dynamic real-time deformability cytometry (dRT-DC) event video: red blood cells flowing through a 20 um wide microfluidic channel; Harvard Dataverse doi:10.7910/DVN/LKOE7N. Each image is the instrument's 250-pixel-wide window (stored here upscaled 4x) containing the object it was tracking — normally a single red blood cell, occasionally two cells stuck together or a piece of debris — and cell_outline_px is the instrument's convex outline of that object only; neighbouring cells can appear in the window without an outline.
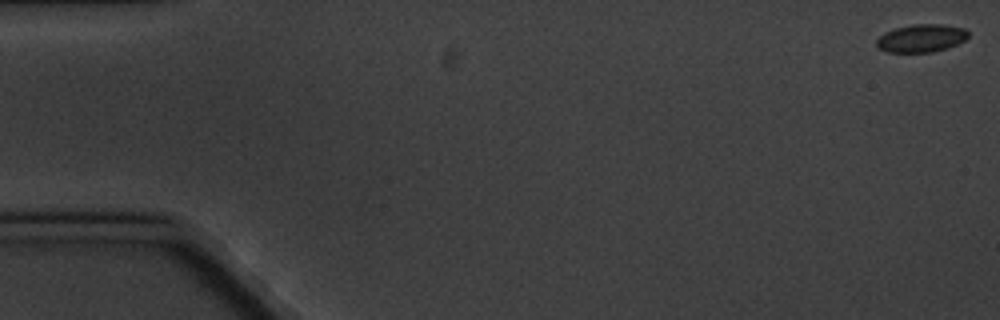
{"species": "common noctule bat (a hibernating species)", "species_latin": "Nyctalus noctula", "temperature_condition": "cold", "stored_images_in_passage": 6, "camera_frame_rate_fps": 3000, "um_per_image_px": 0.085, "animal": {"sex": "male", "body_mass_g": 20.1, "forearm_length_mm": 53.5}, "frame": {"image": 1, "passage_image": 1, "time_ms": 0.0, "image_size_px": [1000, 320], "cell_outline_px": [[968, 36], [964, 40], [948, 48], [932, 52], [888, 52], [880, 48], [876, 44], [876, 40], [884, 32], [896, 28], [912, 24], [944, 24], [964, 28], [968, 32]], "centroid_in_image_um": [78.31, 3.24], "position_along_channel_um": 6.7, "area_um2": 14.85}}
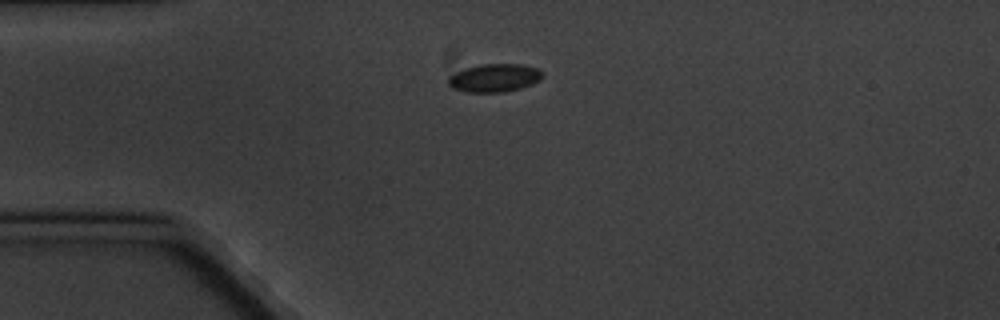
{"frame": {"image": 2, "passage_image": 5, "time_ms": 4.667, "image_size_px": [1000, 320], "cell_outline_px": [[540, 80], [532, 84], [520, 88], [504, 92], [468, 92], [452, 88], [448, 84], [448, 76], [456, 72], [480, 64], [520, 64], [536, 68], [540, 72]], "centroid_in_image_um": [41.98, 6.63], "position_along_channel_um": 43.0, "area_um2": 15.2}}